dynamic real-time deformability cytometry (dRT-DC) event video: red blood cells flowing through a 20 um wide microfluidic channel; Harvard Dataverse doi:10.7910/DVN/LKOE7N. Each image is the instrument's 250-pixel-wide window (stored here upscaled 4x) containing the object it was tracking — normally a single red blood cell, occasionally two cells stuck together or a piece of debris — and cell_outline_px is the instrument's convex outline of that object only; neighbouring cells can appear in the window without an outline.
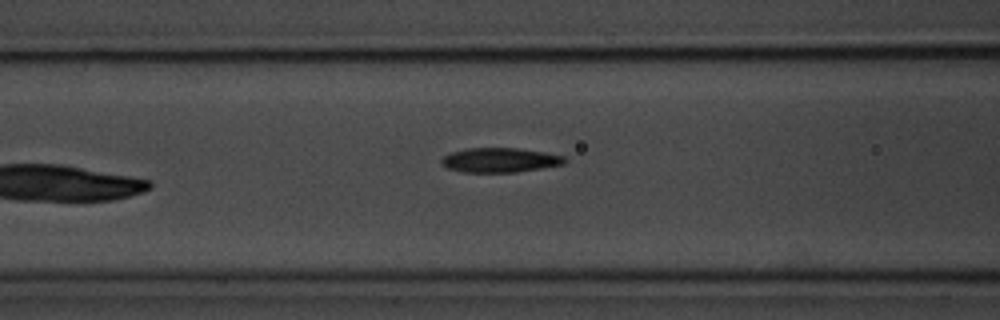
{"species": "common noctule bat (a hibernating species)", "species_latin": "Nyctalus noctula", "temperature_condition": "room temperature", "stored_images_in_passage": 8, "camera_frame_rate_fps": 3000, "um_per_image_px": 0.085, "animal": {"sex": "male", "body_mass_g": 20.1, "forearm_length_mm": 53.5}, "frame": {"image": 1, "passage_image": 7, "time_ms": 8.0, "image_size_px": [1000, 320], "cell_outline_px": [[568, 160], [564, 164], [516, 172], [464, 172], [448, 168], [440, 160], [444, 156], [452, 152], [468, 148], [516, 148], [544, 152], [564, 156]], "centroid_in_image_um": [42.52, 13.6], "position_along_channel_um": 124.1, "area_um2": 17.4}}
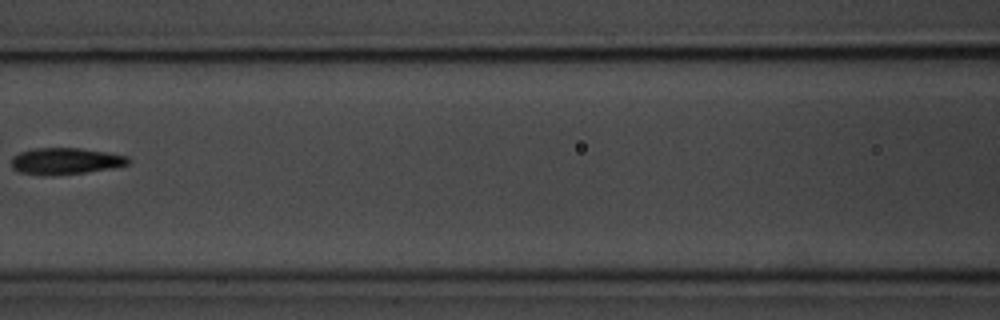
{"frame": {"image": 2, "passage_image": 8, "time_ms": 9.0, "image_size_px": [1000, 320], "cell_outline_px": [[132, 160], [128, 164], [112, 168], [84, 172], [44, 176], [20, 172], [12, 168], [12, 156], [20, 152], [32, 148], [80, 148], [108, 152], [128, 156]], "centroid_in_image_um": [5.57, 13.68], "position_along_channel_um": 161.0, "area_um2": 18.15}}